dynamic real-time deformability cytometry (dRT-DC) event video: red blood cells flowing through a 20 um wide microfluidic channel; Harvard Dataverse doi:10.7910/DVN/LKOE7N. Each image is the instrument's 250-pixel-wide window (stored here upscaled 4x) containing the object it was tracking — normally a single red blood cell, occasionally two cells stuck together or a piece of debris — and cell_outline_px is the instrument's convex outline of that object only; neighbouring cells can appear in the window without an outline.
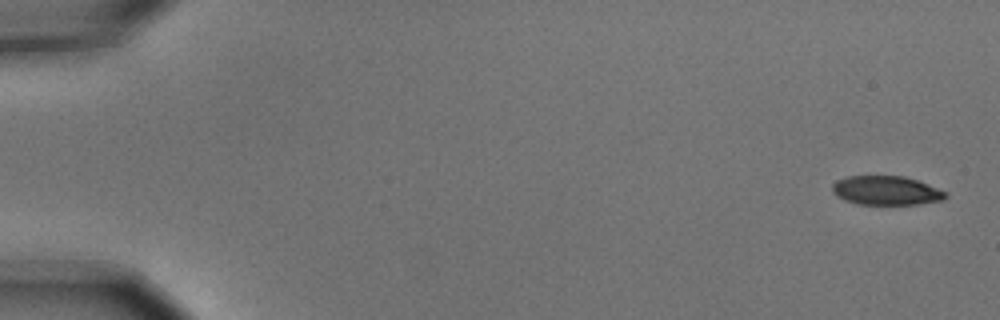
{"species": "common noctule bat (a hibernating species)", "species_latin": "Nyctalus noctula", "temperature_condition": "cold", "stored_images_in_passage": 5, "camera_frame_rate_fps": 3000, "um_per_image_px": 0.085, "animal": {"sex": "male", "body_mass_g": 15.6}, "frame": {"image": 1, "passage_image": 1, "time_ms": 0.0, "image_size_px": [1000, 320], "cell_outline_px": [[948, 196], [944, 200], [920, 204], [856, 204], [844, 200], [836, 196], [832, 192], [832, 184], [836, 180], [848, 176], [904, 176], [916, 180], [948, 192]], "centroid_in_image_um": [75.32, 16.2], "position_along_channel_um": 9.7, "area_um2": 19.31}}
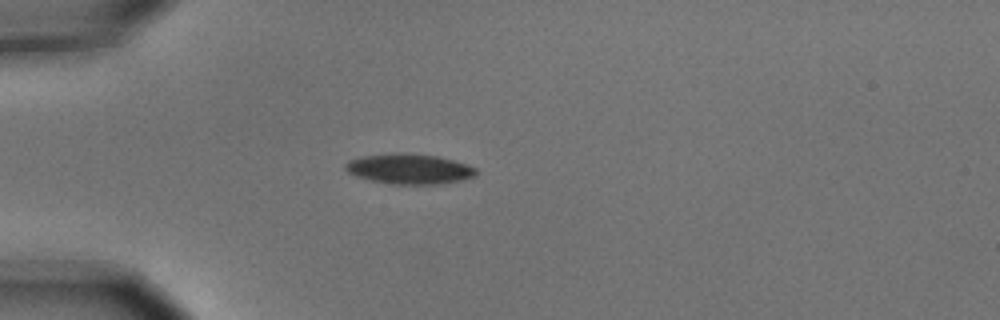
{"frame": {"image": 2, "passage_image": 5, "time_ms": 1.333, "image_size_px": [1000, 320], "cell_outline_px": [[476, 176], [460, 180], [440, 184], [392, 184], [372, 180], [356, 176], [348, 172], [344, 168], [344, 164], [348, 160], [364, 156], [436, 156], [452, 160], [476, 168]], "centroid_in_image_um": [34.79, 14.41], "position_along_channel_um": 50.2, "area_um2": 21.73}}